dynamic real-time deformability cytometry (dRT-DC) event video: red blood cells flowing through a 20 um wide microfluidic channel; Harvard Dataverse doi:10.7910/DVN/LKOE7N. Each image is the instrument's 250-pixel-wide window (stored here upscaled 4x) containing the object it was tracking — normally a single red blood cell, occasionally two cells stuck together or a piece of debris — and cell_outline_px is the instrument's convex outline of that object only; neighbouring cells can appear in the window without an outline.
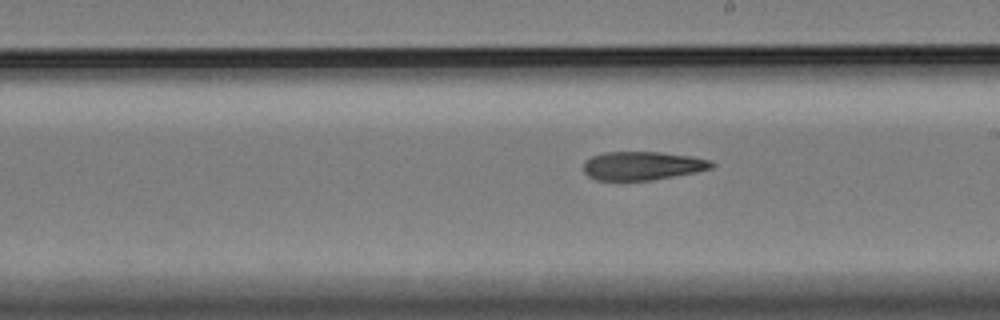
{"species": "Egyptian fruit bat (a non-hibernating species)", "species_latin": "Rousettus aegyptiacus", "temperature_condition": "cold", "stored_images_in_passage": 25, "camera_frame_rate_fps": 3000, "um_per_image_px": 0.085, "animal": {"sex": "female"}, "frame": {"image": 1, "passage_image": 11, "time_ms": 3.333, "image_size_px": [1000, 320], "cell_outline_px": [[716, 164], [712, 168], [696, 172], [652, 180], [596, 180], [588, 176], [584, 172], [584, 160], [592, 156], [604, 152], [660, 152], [692, 156], [712, 160]], "centroid_in_image_um": [54.62, 14.08], "position_along_channel_um": 234.4, "area_um2": 21.44}}
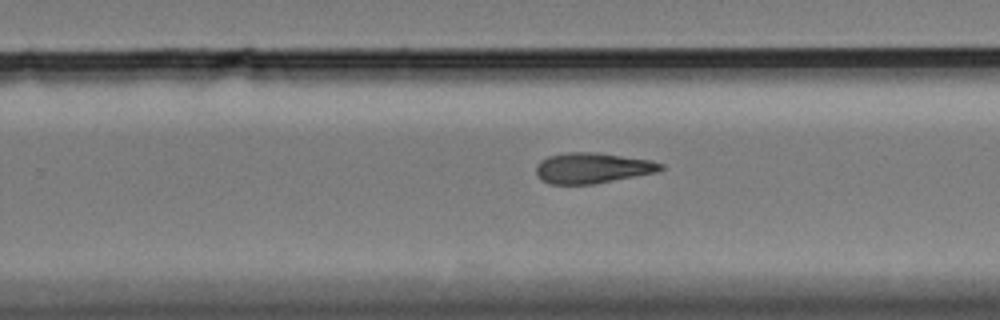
{"frame": {"image": 2, "passage_image": 15, "time_ms": 4.667, "image_size_px": [1000, 320], "cell_outline_px": [[664, 168], [656, 172], [592, 184], [548, 184], [540, 180], [536, 172], [536, 164], [540, 160], [548, 156], [568, 152], [596, 152], [652, 160], [664, 164]], "centroid_in_image_um": [50.32, 14.27], "position_along_channel_um": 279.5, "area_um2": 22.25}}